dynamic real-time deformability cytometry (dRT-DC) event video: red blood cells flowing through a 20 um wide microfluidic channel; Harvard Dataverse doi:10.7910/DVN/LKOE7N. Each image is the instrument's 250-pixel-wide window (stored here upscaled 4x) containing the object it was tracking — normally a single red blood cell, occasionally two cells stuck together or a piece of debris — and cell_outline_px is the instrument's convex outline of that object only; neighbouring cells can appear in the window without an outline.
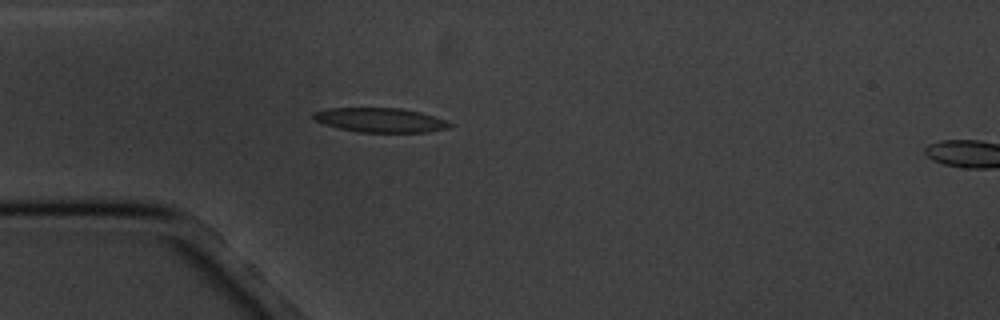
{"species": "common noctule bat (a hibernating species)", "species_latin": "Nyctalus noctula", "temperature_condition": "cold", "stored_images_in_passage": 6, "segment_of_instrument_passage": [1, 2], "camera_frame_rate_fps": 3000, "um_per_image_px": 0.085, "animal": {"sex": "male", "body_mass_g": 20.1, "forearm_length_mm": 53.5}, "frame": {"image": 1, "passage_image": 5, "time_ms": 4.333, "image_size_px": [1000, 320], "cell_outline_px": [[452, 124], [448, 128], [428, 132], [360, 132], [340, 128], [324, 124], [316, 120], [312, 116], [312, 112], [328, 108], [400, 108], [420, 112], [444, 120]], "centroid_in_image_um": [32.29, 10.2], "position_along_channel_um": 52.7, "area_um2": 19.13}}